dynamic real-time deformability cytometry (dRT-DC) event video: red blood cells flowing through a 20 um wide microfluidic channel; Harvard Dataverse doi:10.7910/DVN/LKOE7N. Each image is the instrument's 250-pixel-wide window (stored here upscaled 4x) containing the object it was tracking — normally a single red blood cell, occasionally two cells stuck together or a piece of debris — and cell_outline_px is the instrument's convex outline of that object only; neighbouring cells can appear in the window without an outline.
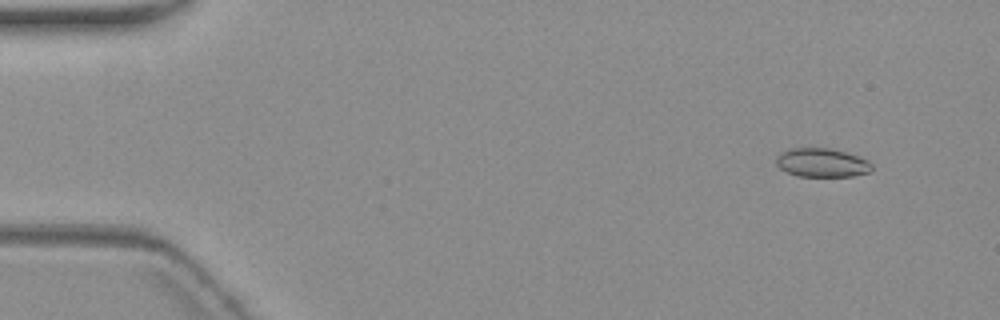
{"species": "common noctule bat (a hibernating species)", "species_latin": "Nyctalus noctula", "temperature_condition": "warm", "stored_images_in_passage": 5, "camera_frame_rate_fps": 3000, "um_per_image_px": 0.085, "animal": {"sex": "female", "body_mass_g": 19.3, "forearm_length_mm": 54.1}, "frame": {"image": 1, "passage_image": 2, "time_ms": 1.333, "image_size_px": [1000, 320], "cell_outline_px": [[872, 172], [852, 176], [796, 176], [780, 168], [776, 164], [776, 156], [780, 152], [788, 148], [828, 148], [844, 152], [868, 160], [872, 164]], "centroid_in_image_um": [69.84, 13.83], "position_along_channel_um": 15.2, "area_um2": 16.07}}
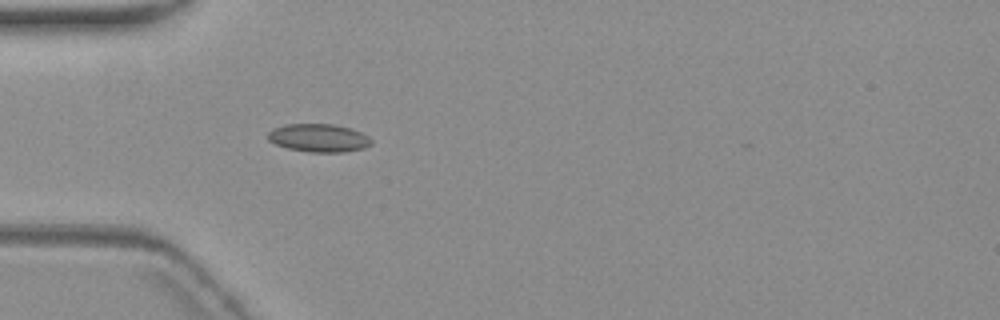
{"frame": {"image": 2, "passage_image": 5, "time_ms": 5.667, "image_size_px": [1000, 320], "cell_outline_px": [[372, 144], [364, 148], [344, 152], [308, 152], [288, 148], [276, 144], [268, 140], [268, 132], [272, 128], [284, 124], [336, 124], [352, 128], [368, 136], [372, 140]], "centroid_in_image_um": [27.1, 11.71], "position_along_channel_um": 57.9, "area_um2": 17.11}}